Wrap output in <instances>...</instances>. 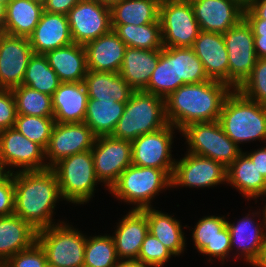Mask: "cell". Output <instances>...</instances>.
I'll list each match as a JSON object with an SVG mask.
<instances>
[{
	"label": "cell",
	"mask_w": 266,
	"mask_h": 267,
	"mask_svg": "<svg viewBox=\"0 0 266 267\" xmlns=\"http://www.w3.org/2000/svg\"><path fill=\"white\" fill-rule=\"evenodd\" d=\"M84 47L88 70L119 73L127 46L113 30Z\"/></svg>",
	"instance_id": "cell-24"
},
{
	"label": "cell",
	"mask_w": 266,
	"mask_h": 267,
	"mask_svg": "<svg viewBox=\"0 0 266 267\" xmlns=\"http://www.w3.org/2000/svg\"><path fill=\"white\" fill-rule=\"evenodd\" d=\"M163 47H192L200 32L190 0H175L159 9Z\"/></svg>",
	"instance_id": "cell-10"
},
{
	"label": "cell",
	"mask_w": 266,
	"mask_h": 267,
	"mask_svg": "<svg viewBox=\"0 0 266 267\" xmlns=\"http://www.w3.org/2000/svg\"><path fill=\"white\" fill-rule=\"evenodd\" d=\"M116 267H150L148 265H145L140 260H119Z\"/></svg>",
	"instance_id": "cell-53"
},
{
	"label": "cell",
	"mask_w": 266,
	"mask_h": 267,
	"mask_svg": "<svg viewBox=\"0 0 266 267\" xmlns=\"http://www.w3.org/2000/svg\"><path fill=\"white\" fill-rule=\"evenodd\" d=\"M46 255L36 241L32 246L11 256L1 267H44Z\"/></svg>",
	"instance_id": "cell-44"
},
{
	"label": "cell",
	"mask_w": 266,
	"mask_h": 267,
	"mask_svg": "<svg viewBox=\"0 0 266 267\" xmlns=\"http://www.w3.org/2000/svg\"><path fill=\"white\" fill-rule=\"evenodd\" d=\"M96 136L84 123H55L49 144L45 149L48 168H52L61 159L82 153L93 148Z\"/></svg>",
	"instance_id": "cell-15"
},
{
	"label": "cell",
	"mask_w": 266,
	"mask_h": 267,
	"mask_svg": "<svg viewBox=\"0 0 266 267\" xmlns=\"http://www.w3.org/2000/svg\"><path fill=\"white\" fill-rule=\"evenodd\" d=\"M17 115L12 90L0 89V131L14 127Z\"/></svg>",
	"instance_id": "cell-45"
},
{
	"label": "cell",
	"mask_w": 266,
	"mask_h": 267,
	"mask_svg": "<svg viewBox=\"0 0 266 267\" xmlns=\"http://www.w3.org/2000/svg\"><path fill=\"white\" fill-rule=\"evenodd\" d=\"M251 2H266V0H251Z\"/></svg>",
	"instance_id": "cell-62"
},
{
	"label": "cell",
	"mask_w": 266,
	"mask_h": 267,
	"mask_svg": "<svg viewBox=\"0 0 266 267\" xmlns=\"http://www.w3.org/2000/svg\"><path fill=\"white\" fill-rule=\"evenodd\" d=\"M14 178L11 173L2 183H0V217L14 214Z\"/></svg>",
	"instance_id": "cell-46"
},
{
	"label": "cell",
	"mask_w": 266,
	"mask_h": 267,
	"mask_svg": "<svg viewBox=\"0 0 266 267\" xmlns=\"http://www.w3.org/2000/svg\"><path fill=\"white\" fill-rule=\"evenodd\" d=\"M142 211L146 214L149 232L174 255H180L185 247V236L180 222L166 213L152 209V207Z\"/></svg>",
	"instance_id": "cell-34"
},
{
	"label": "cell",
	"mask_w": 266,
	"mask_h": 267,
	"mask_svg": "<svg viewBox=\"0 0 266 267\" xmlns=\"http://www.w3.org/2000/svg\"><path fill=\"white\" fill-rule=\"evenodd\" d=\"M256 165L261 175L266 179V147L255 150L254 152L245 153Z\"/></svg>",
	"instance_id": "cell-49"
},
{
	"label": "cell",
	"mask_w": 266,
	"mask_h": 267,
	"mask_svg": "<svg viewBox=\"0 0 266 267\" xmlns=\"http://www.w3.org/2000/svg\"><path fill=\"white\" fill-rule=\"evenodd\" d=\"M37 230L19 216L0 217V267L16 253L37 241Z\"/></svg>",
	"instance_id": "cell-25"
},
{
	"label": "cell",
	"mask_w": 266,
	"mask_h": 267,
	"mask_svg": "<svg viewBox=\"0 0 266 267\" xmlns=\"http://www.w3.org/2000/svg\"><path fill=\"white\" fill-rule=\"evenodd\" d=\"M33 54L28 38L0 32V89L22 85Z\"/></svg>",
	"instance_id": "cell-17"
},
{
	"label": "cell",
	"mask_w": 266,
	"mask_h": 267,
	"mask_svg": "<svg viewBox=\"0 0 266 267\" xmlns=\"http://www.w3.org/2000/svg\"><path fill=\"white\" fill-rule=\"evenodd\" d=\"M96 1H98L100 3H104L108 6H111L113 3L118 2L119 0H96Z\"/></svg>",
	"instance_id": "cell-56"
},
{
	"label": "cell",
	"mask_w": 266,
	"mask_h": 267,
	"mask_svg": "<svg viewBox=\"0 0 266 267\" xmlns=\"http://www.w3.org/2000/svg\"><path fill=\"white\" fill-rule=\"evenodd\" d=\"M245 8H249L258 18L266 20V2H250Z\"/></svg>",
	"instance_id": "cell-50"
},
{
	"label": "cell",
	"mask_w": 266,
	"mask_h": 267,
	"mask_svg": "<svg viewBox=\"0 0 266 267\" xmlns=\"http://www.w3.org/2000/svg\"><path fill=\"white\" fill-rule=\"evenodd\" d=\"M52 169L56 173L62 199L84 204L92 198L96 177L91 150L61 159Z\"/></svg>",
	"instance_id": "cell-6"
},
{
	"label": "cell",
	"mask_w": 266,
	"mask_h": 267,
	"mask_svg": "<svg viewBox=\"0 0 266 267\" xmlns=\"http://www.w3.org/2000/svg\"><path fill=\"white\" fill-rule=\"evenodd\" d=\"M176 70L177 81H182V85L210 80L191 47H176Z\"/></svg>",
	"instance_id": "cell-40"
},
{
	"label": "cell",
	"mask_w": 266,
	"mask_h": 267,
	"mask_svg": "<svg viewBox=\"0 0 266 267\" xmlns=\"http://www.w3.org/2000/svg\"><path fill=\"white\" fill-rule=\"evenodd\" d=\"M194 246L200 253L222 259L231 250L230 231L227 220L220 216H206L199 220L193 230Z\"/></svg>",
	"instance_id": "cell-21"
},
{
	"label": "cell",
	"mask_w": 266,
	"mask_h": 267,
	"mask_svg": "<svg viewBox=\"0 0 266 267\" xmlns=\"http://www.w3.org/2000/svg\"><path fill=\"white\" fill-rule=\"evenodd\" d=\"M149 232L146 214L142 210H131L119 222L112 236L118 260L138 259L142 243Z\"/></svg>",
	"instance_id": "cell-23"
},
{
	"label": "cell",
	"mask_w": 266,
	"mask_h": 267,
	"mask_svg": "<svg viewBox=\"0 0 266 267\" xmlns=\"http://www.w3.org/2000/svg\"><path fill=\"white\" fill-rule=\"evenodd\" d=\"M73 43H86L109 33L110 6L96 0H81L67 14Z\"/></svg>",
	"instance_id": "cell-13"
},
{
	"label": "cell",
	"mask_w": 266,
	"mask_h": 267,
	"mask_svg": "<svg viewBox=\"0 0 266 267\" xmlns=\"http://www.w3.org/2000/svg\"><path fill=\"white\" fill-rule=\"evenodd\" d=\"M249 215L240 219L237 225L227 221V227L230 231L231 249L238 246L236 251L241 250V255L243 254L247 263L253 265L259 257L266 233H263V228H260L262 224L255 225Z\"/></svg>",
	"instance_id": "cell-32"
},
{
	"label": "cell",
	"mask_w": 266,
	"mask_h": 267,
	"mask_svg": "<svg viewBox=\"0 0 266 267\" xmlns=\"http://www.w3.org/2000/svg\"><path fill=\"white\" fill-rule=\"evenodd\" d=\"M191 48L208 78L228 85V52L223 34L200 31Z\"/></svg>",
	"instance_id": "cell-20"
},
{
	"label": "cell",
	"mask_w": 266,
	"mask_h": 267,
	"mask_svg": "<svg viewBox=\"0 0 266 267\" xmlns=\"http://www.w3.org/2000/svg\"><path fill=\"white\" fill-rule=\"evenodd\" d=\"M171 188V178L161 169L131 164L119 176L110 192L119 200L136 204L133 210L150 208L161 189Z\"/></svg>",
	"instance_id": "cell-5"
},
{
	"label": "cell",
	"mask_w": 266,
	"mask_h": 267,
	"mask_svg": "<svg viewBox=\"0 0 266 267\" xmlns=\"http://www.w3.org/2000/svg\"><path fill=\"white\" fill-rule=\"evenodd\" d=\"M5 168L6 165L0 159V183H2L11 173L14 172L12 170H4Z\"/></svg>",
	"instance_id": "cell-54"
},
{
	"label": "cell",
	"mask_w": 266,
	"mask_h": 267,
	"mask_svg": "<svg viewBox=\"0 0 266 267\" xmlns=\"http://www.w3.org/2000/svg\"><path fill=\"white\" fill-rule=\"evenodd\" d=\"M167 125L165 99L143 90L133 91L111 136L133 141Z\"/></svg>",
	"instance_id": "cell-4"
},
{
	"label": "cell",
	"mask_w": 266,
	"mask_h": 267,
	"mask_svg": "<svg viewBox=\"0 0 266 267\" xmlns=\"http://www.w3.org/2000/svg\"><path fill=\"white\" fill-rule=\"evenodd\" d=\"M112 236H94L86 239L83 267H116L118 263Z\"/></svg>",
	"instance_id": "cell-39"
},
{
	"label": "cell",
	"mask_w": 266,
	"mask_h": 267,
	"mask_svg": "<svg viewBox=\"0 0 266 267\" xmlns=\"http://www.w3.org/2000/svg\"><path fill=\"white\" fill-rule=\"evenodd\" d=\"M239 2L244 8L251 2V0H236Z\"/></svg>",
	"instance_id": "cell-58"
},
{
	"label": "cell",
	"mask_w": 266,
	"mask_h": 267,
	"mask_svg": "<svg viewBox=\"0 0 266 267\" xmlns=\"http://www.w3.org/2000/svg\"><path fill=\"white\" fill-rule=\"evenodd\" d=\"M263 218H264V225H265V227H266V205H265V207H264V211H263Z\"/></svg>",
	"instance_id": "cell-60"
},
{
	"label": "cell",
	"mask_w": 266,
	"mask_h": 267,
	"mask_svg": "<svg viewBox=\"0 0 266 267\" xmlns=\"http://www.w3.org/2000/svg\"><path fill=\"white\" fill-rule=\"evenodd\" d=\"M182 86L177 81L176 47H163L147 87L143 90L166 99Z\"/></svg>",
	"instance_id": "cell-33"
},
{
	"label": "cell",
	"mask_w": 266,
	"mask_h": 267,
	"mask_svg": "<svg viewBox=\"0 0 266 267\" xmlns=\"http://www.w3.org/2000/svg\"><path fill=\"white\" fill-rule=\"evenodd\" d=\"M159 9L153 0H119L110 6L111 25L154 23L159 21Z\"/></svg>",
	"instance_id": "cell-35"
},
{
	"label": "cell",
	"mask_w": 266,
	"mask_h": 267,
	"mask_svg": "<svg viewBox=\"0 0 266 267\" xmlns=\"http://www.w3.org/2000/svg\"><path fill=\"white\" fill-rule=\"evenodd\" d=\"M60 222L37 232V242L50 267H83L87 237Z\"/></svg>",
	"instance_id": "cell-7"
},
{
	"label": "cell",
	"mask_w": 266,
	"mask_h": 267,
	"mask_svg": "<svg viewBox=\"0 0 266 267\" xmlns=\"http://www.w3.org/2000/svg\"><path fill=\"white\" fill-rule=\"evenodd\" d=\"M55 124L54 117L17 115L14 128L30 141L47 148Z\"/></svg>",
	"instance_id": "cell-41"
},
{
	"label": "cell",
	"mask_w": 266,
	"mask_h": 267,
	"mask_svg": "<svg viewBox=\"0 0 266 267\" xmlns=\"http://www.w3.org/2000/svg\"><path fill=\"white\" fill-rule=\"evenodd\" d=\"M14 214L40 231L54 225L53 209L62 198L58 179L52 168L13 173ZM54 223V224H52Z\"/></svg>",
	"instance_id": "cell-2"
},
{
	"label": "cell",
	"mask_w": 266,
	"mask_h": 267,
	"mask_svg": "<svg viewBox=\"0 0 266 267\" xmlns=\"http://www.w3.org/2000/svg\"><path fill=\"white\" fill-rule=\"evenodd\" d=\"M111 27L127 47L148 50L163 48L160 21L140 26L125 24Z\"/></svg>",
	"instance_id": "cell-36"
},
{
	"label": "cell",
	"mask_w": 266,
	"mask_h": 267,
	"mask_svg": "<svg viewBox=\"0 0 266 267\" xmlns=\"http://www.w3.org/2000/svg\"><path fill=\"white\" fill-rule=\"evenodd\" d=\"M28 40L33 52L43 55L73 43L67 15L43 11Z\"/></svg>",
	"instance_id": "cell-19"
},
{
	"label": "cell",
	"mask_w": 266,
	"mask_h": 267,
	"mask_svg": "<svg viewBox=\"0 0 266 267\" xmlns=\"http://www.w3.org/2000/svg\"><path fill=\"white\" fill-rule=\"evenodd\" d=\"M246 98L266 106V58H258L249 77L237 89Z\"/></svg>",
	"instance_id": "cell-42"
},
{
	"label": "cell",
	"mask_w": 266,
	"mask_h": 267,
	"mask_svg": "<svg viewBox=\"0 0 266 267\" xmlns=\"http://www.w3.org/2000/svg\"><path fill=\"white\" fill-rule=\"evenodd\" d=\"M89 99L127 103L134 91L119 73L88 70L84 78Z\"/></svg>",
	"instance_id": "cell-31"
},
{
	"label": "cell",
	"mask_w": 266,
	"mask_h": 267,
	"mask_svg": "<svg viewBox=\"0 0 266 267\" xmlns=\"http://www.w3.org/2000/svg\"><path fill=\"white\" fill-rule=\"evenodd\" d=\"M11 90L15 98L18 115L54 117L52 96L26 85H20Z\"/></svg>",
	"instance_id": "cell-38"
},
{
	"label": "cell",
	"mask_w": 266,
	"mask_h": 267,
	"mask_svg": "<svg viewBox=\"0 0 266 267\" xmlns=\"http://www.w3.org/2000/svg\"><path fill=\"white\" fill-rule=\"evenodd\" d=\"M88 99L84 81L61 82L52 95L55 123L84 122Z\"/></svg>",
	"instance_id": "cell-22"
},
{
	"label": "cell",
	"mask_w": 266,
	"mask_h": 267,
	"mask_svg": "<svg viewBox=\"0 0 266 267\" xmlns=\"http://www.w3.org/2000/svg\"><path fill=\"white\" fill-rule=\"evenodd\" d=\"M160 52L161 49L126 48L119 74L134 91L147 87Z\"/></svg>",
	"instance_id": "cell-26"
},
{
	"label": "cell",
	"mask_w": 266,
	"mask_h": 267,
	"mask_svg": "<svg viewBox=\"0 0 266 267\" xmlns=\"http://www.w3.org/2000/svg\"><path fill=\"white\" fill-rule=\"evenodd\" d=\"M227 168L208 157L187 153L176 161L171 177V187H212L227 182Z\"/></svg>",
	"instance_id": "cell-14"
},
{
	"label": "cell",
	"mask_w": 266,
	"mask_h": 267,
	"mask_svg": "<svg viewBox=\"0 0 266 267\" xmlns=\"http://www.w3.org/2000/svg\"><path fill=\"white\" fill-rule=\"evenodd\" d=\"M60 83L57 74L49 66L46 56L34 53L28 62L22 85L52 96Z\"/></svg>",
	"instance_id": "cell-37"
},
{
	"label": "cell",
	"mask_w": 266,
	"mask_h": 267,
	"mask_svg": "<svg viewBox=\"0 0 266 267\" xmlns=\"http://www.w3.org/2000/svg\"><path fill=\"white\" fill-rule=\"evenodd\" d=\"M190 149L188 153L208 157L226 168L242 153L223 131L219 121L192 123L181 131Z\"/></svg>",
	"instance_id": "cell-8"
},
{
	"label": "cell",
	"mask_w": 266,
	"mask_h": 267,
	"mask_svg": "<svg viewBox=\"0 0 266 267\" xmlns=\"http://www.w3.org/2000/svg\"><path fill=\"white\" fill-rule=\"evenodd\" d=\"M167 126L131 141L132 164L141 167H151L163 170L170 178L172 177L175 159H172L171 145L173 131L176 128Z\"/></svg>",
	"instance_id": "cell-11"
},
{
	"label": "cell",
	"mask_w": 266,
	"mask_h": 267,
	"mask_svg": "<svg viewBox=\"0 0 266 267\" xmlns=\"http://www.w3.org/2000/svg\"><path fill=\"white\" fill-rule=\"evenodd\" d=\"M228 52V85L237 90L249 77L257 55L251 26L243 18L223 34Z\"/></svg>",
	"instance_id": "cell-9"
},
{
	"label": "cell",
	"mask_w": 266,
	"mask_h": 267,
	"mask_svg": "<svg viewBox=\"0 0 266 267\" xmlns=\"http://www.w3.org/2000/svg\"><path fill=\"white\" fill-rule=\"evenodd\" d=\"M5 11H6V5L0 2V32L2 31L4 25Z\"/></svg>",
	"instance_id": "cell-55"
},
{
	"label": "cell",
	"mask_w": 266,
	"mask_h": 267,
	"mask_svg": "<svg viewBox=\"0 0 266 267\" xmlns=\"http://www.w3.org/2000/svg\"><path fill=\"white\" fill-rule=\"evenodd\" d=\"M244 19L251 26L254 36H266V20L258 18L249 8H244Z\"/></svg>",
	"instance_id": "cell-48"
},
{
	"label": "cell",
	"mask_w": 266,
	"mask_h": 267,
	"mask_svg": "<svg viewBox=\"0 0 266 267\" xmlns=\"http://www.w3.org/2000/svg\"><path fill=\"white\" fill-rule=\"evenodd\" d=\"M174 254L150 232L146 235L137 260L150 267H161Z\"/></svg>",
	"instance_id": "cell-43"
},
{
	"label": "cell",
	"mask_w": 266,
	"mask_h": 267,
	"mask_svg": "<svg viewBox=\"0 0 266 267\" xmlns=\"http://www.w3.org/2000/svg\"><path fill=\"white\" fill-rule=\"evenodd\" d=\"M229 85L215 80L185 84L165 99L166 118L180 132L192 123L219 119Z\"/></svg>",
	"instance_id": "cell-1"
},
{
	"label": "cell",
	"mask_w": 266,
	"mask_h": 267,
	"mask_svg": "<svg viewBox=\"0 0 266 267\" xmlns=\"http://www.w3.org/2000/svg\"><path fill=\"white\" fill-rule=\"evenodd\" d=\"M81 0H47L43 6L45 12L67 15Z\"/></svg>",
	"instance_id": "cell-47"
},
{
	"label": "cell",
	"mask_w": 266,
	"mask_h": 267,
	"mask_svg": "<svg viewBox=\"0 0 266 267\" xmlns=\"http://www.w3.org/2000/svg\"><path fill=\"white\" fill-rule=\"evenodd\" d=\"M200 31L224 34L244 18L236 0H190Z\"/></svg>",
	"instance_id": "cell-18"
},
{
	"label": "cell",
	"mask_w": 266,
	"mask_h": 267,
	"mask_svg": "<svg viewBox=\"0 0 266 267\" xmlns=\"http://www.w3.org/2000/svg\"><path fill=\"white\" fill-rule=\"evenodd\" d=\"M43 11L42 5L30 0H11L6 5L1 32L28 38L38 24Z\"/></svg>",
	"instance_id": "cell-29"
},
{
	"label": "cell",
	"mask_w": 266,
	"mask_h": 267,
	"mask_svg": "<svg viewBox=\"0 0 266 267\" xmlns=\"http://www.w3.org/2000/svg\"><path fill=\"white\" fill-rule=\"evenodd\" d=\"M11 0H0V2L4 3L5 5H7Z\"/></svg>",
	"instance_id": "cell-61"
},
{
	"label": "cell",
	"mask_w": 266,
	"mask_h": 267,
	"mask_svg": "<svg viewBox=\"0 0 266 267\" xmlns=\"http://www.w3.org/2000/svg\"><path fill=\"white\" fill-rule=\"evenodd\" d=\"M257 58H266V36H254Z\"/></svg>",
	"instance_id": "cell-51"
},
{
	"label": "cell",
	"mask_w": 266,
	"mask_h": 267,
	"mask_svg": "<svg viewBox=\"0 0 266 267\" xmlns=\"http://www.w3.org/2000/svg\"><path fill=\"white\" fill-rule=\"evenodd\" d=\"M153 1L156 2L160 6V5L175 1V0H153Z\"/></svg>",
	"instance_id": "cell-57"
},
{
	"label": "cell",
	"mask_w": 266,
	"mask_h": 267,
	"mask_svg": "<svg viewBox=\"0 0 266 267\" xmlns=\"http://www.w3.org/2000/svg\"><path fill=\"white\" fill-rule=\"evenodd\" d=\"M49 66L61 82H82L87 74L84 45L71 43L45 54Z\"/></svg>",
	"instance_id": "cell-27"
},
{
	"label": "cell",
	"mask_w": 266,
	"mask_h": 267,
	"mask_svg": "<svg viewBox=\"0 0 266 267\" xmlns=\"http://www.w3.org/2000/svg\"><path fill=\"white\" fill-rule=\"evenodd\" d=\"M30 1L38 3V4L42 5V6H44L46 4V2H47V0H30Z\"/></svg>",
	"instance_id": "cell-59"
},
{
	"label": "cell",
	"mask_w": 266,
	"mask_h": 267,
	"mask_svg": "<svg viewBox=\"0 0 266 267\" xmlns=\"http://www.w3.org/2000/svg\"><path fill=\"white\" fill-rule=\"evenodd\" d=\"M96 177L110 189L132 164L131 141L110 136L96 137L91 149Z\"/></svg>",
	"instance_id": "cell-12"
},
{
	"label": "cell",
	"mask_w": 266,
	"mask_h": 267,
	"mask_svg": "<svg viewBox=\"0 0 266 267\" xmlns=\"http://www.w3.org/2000/svg\"><path fill=\"white\" fill-rule=\"evenodd\" d=\"M224 133L238 146L242 142L266 140V106L238 90L226 97L219 119Z\"/></svg>",
	"instance_id": "cell-3"
},
{
	"label": "cell",
	"mask_w": 266,
	"mask_h": 267,
	"mask_svg": "<svg viewBox=\"0 0 266 267\" xmlns=\"http://www.w3.org/2000/svg\"><path fill=\"white\" fill-rule=\"evenodd\" d=\"M254 267H266V235L261 247L258 259L253 263Z\"/></svg>",
	"instance_id": "cell-52"
},
{
	"label": "cell",
	"mask_w": 266,
	"mask_h": 267,
	"mask_svg": "<svg viewBox=\"0 0 266 267\" xmlns=\"http://www.w3.org/2000/svg\"><path fill=\"white\" fill-rule=\"evenodd\" d=\"M0 159L6 166L22 168L20 171L47 169L45 149L30 141L14 127L0 131Z\"/></svg>",
	"instance_id": "cell-16"
},
{
	"label": "cell",
	"mask_w": 266,
	"mask_h": 267,
	"mask_svg": "<svg viewBox=\"0 0 266 267\" xmlns=\"http://www.w3.org/2000/svg\"><path fill=\"white\" fill-rule=\"evenodd\" d=\"M226 173L227 183L237 188L248 200L266 195V179L244 152L227 167Z\"/></svg>",
	"instance_id": "cell-28"
},
{
	"label": "cell",
	"mask_w": 266,
	"mask_h": 267,
	"mask_svg": "<svg viewBox=\"0 0 266 267\" xmlns=\"http://www.w3.org/2000/svg\"><path fill=\"white\" fill-rule=\"evenodd\" d=\"M126 103L111 99H88L84 123L96 136H110L123 115Z\"/></svg>",
	"instance_id": "cell-30"
}]
</instances>
